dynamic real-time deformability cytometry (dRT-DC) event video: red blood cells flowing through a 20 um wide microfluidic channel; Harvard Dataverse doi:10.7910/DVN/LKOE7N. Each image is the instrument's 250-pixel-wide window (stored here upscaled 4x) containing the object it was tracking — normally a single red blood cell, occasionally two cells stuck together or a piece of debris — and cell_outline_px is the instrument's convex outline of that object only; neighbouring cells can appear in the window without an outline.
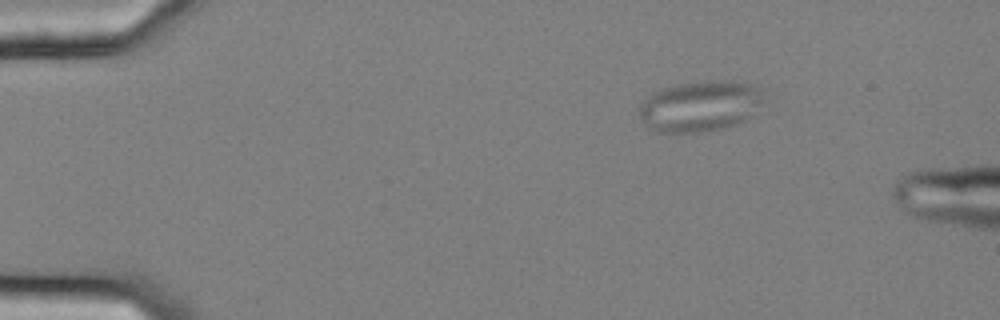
{"species": "common noctule bat (a hibernating species)", "species_latin": "Nyctalus noctula", "temperature_condition": "cold", "stored_images_in_passage": 6, "camera_frame_rate_fps": 3000, "um_per_image_px": 0.085, "animal": {"sex": "female", "body_mass_g": 25.1}, "frame": {"image": 1, "passage_image": 1, "time_ms": 0.0, "image_size_px": [1000, 320], "cell_outline_px": [[760, 104], [748, 120], [736, 124], [720, 128], [700, 132], [660, 132], [648, 128], [640, 116], [640, 104], [644, 100], [656, 92], [664, 88], [680, 84], [720, 80], [732, 80], [752, 84], [760, 88]], "centroid_in_image_um": [59.52, 9.03], "position_along_channel_um": 25.5, "area_um2": 36.24}}